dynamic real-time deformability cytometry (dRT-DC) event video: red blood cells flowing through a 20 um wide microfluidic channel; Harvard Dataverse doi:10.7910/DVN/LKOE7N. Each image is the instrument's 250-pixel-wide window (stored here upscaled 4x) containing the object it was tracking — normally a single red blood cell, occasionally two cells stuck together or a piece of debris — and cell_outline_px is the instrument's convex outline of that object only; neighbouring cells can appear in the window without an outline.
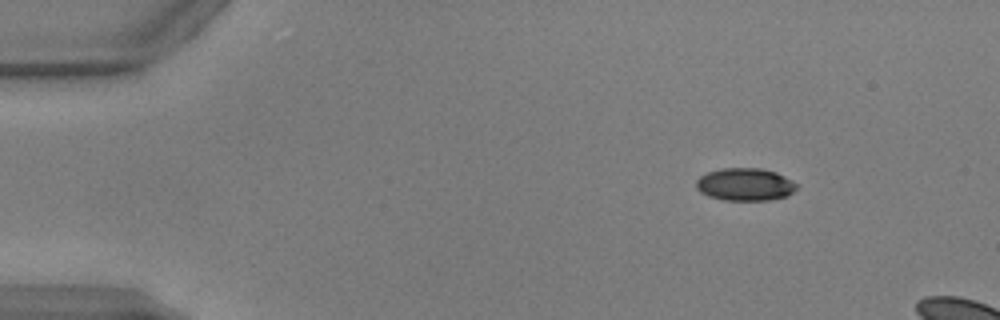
{"species": "common noctule bat (a hibernating species)", "species_latin": "Nyctalus noctula", "temperature_condition": "warm", "stored_images_in_passage": 7, "camera_frame_rate_fps": 3000, "um_per_image_px": 0.085, "animal": {"sex": "male", "body_mass_g": 17.9, "forearm_length_mm": 54.2}, "frame": {"image": 1, "passage_image": 1, "time_ms": 0.0, "image_size_px": [1000, 320], "cell_outline_px": [[800, 184], [788, 196], [768, 200], [724, 200], [708, 196], [700, 192], [696, 188], [696, 180], [700, 176], [708, 172], [720, 168], [760, 168], [776, 172]], "centroid_in_image_um": [63.34, 15.67], "position_along_channel_um": 21.7, "area_um2": 19.25}}